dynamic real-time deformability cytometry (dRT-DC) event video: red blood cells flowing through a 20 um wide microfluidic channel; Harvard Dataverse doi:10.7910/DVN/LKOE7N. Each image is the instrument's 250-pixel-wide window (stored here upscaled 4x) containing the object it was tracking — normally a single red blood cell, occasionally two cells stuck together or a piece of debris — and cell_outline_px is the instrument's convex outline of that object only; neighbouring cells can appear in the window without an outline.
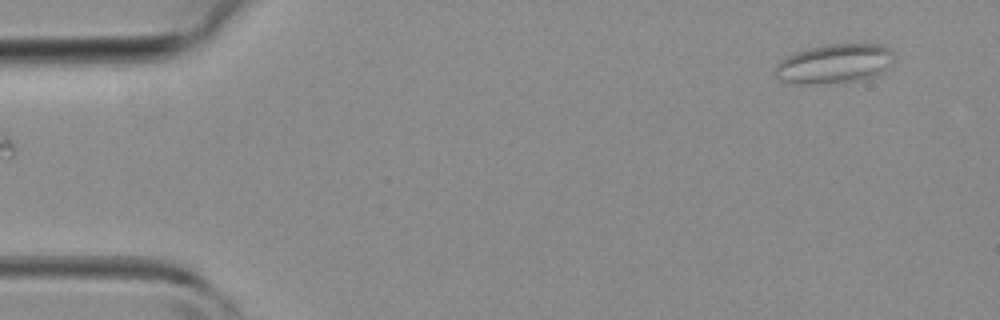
{"species": "common noctule bat (a hibernating species)", "species_latin": "Nyctalus noctula", "temperature_condition": "room temperature", "stored_images_in_passage": 39, "camera_frame_rate_fps": 3000, "um_per_image_px": 0.085, "animal": {"sex": "female", "body_mass_g": 19.3, "forearm_length_mm": 54.1}, "frame": {"image": 1, "passage_image": 1, "time_ms": 0.0, "image_size_px": [1000, 320], "cell_outline_px": [[896, 60], [884, 72], [876, 76], [864, 80], [828, 84], [800, 84], [780, 80], [772, 72], [776, 64], [780, 60], [796, 52], [828, 44], [884, 44], [896, 56]], "centroid_in_image_um": [70.98, 5.43], "position_along_channel_um": 14.0, "area_um2": 27.86}}
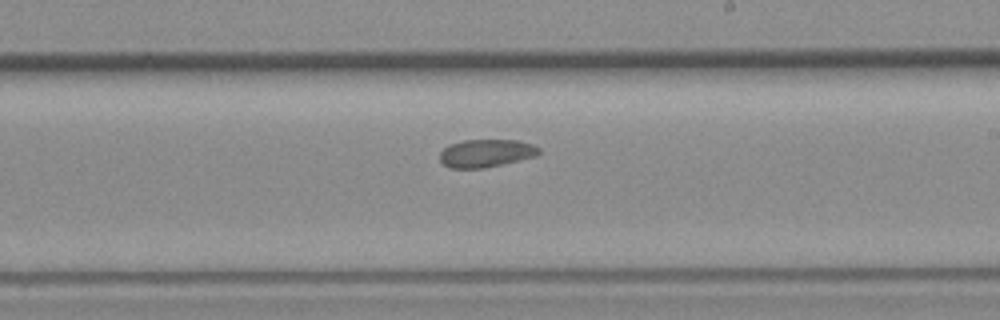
{"frame": {"image": 2, "passage_image": 22, "time_ms": 7.0, "image_size_px": [1000, 320], "cell_outline_px": [[540, 152], [536, 156], [484, 168], [452, 168], [444, 164], [440, 160], [440, 152], [448, 144], [464, 140], [516, 140], [532, 144], [540, 148]], "centroid_in_image_um": [41.3, 13.01], "position_along_channel_um": 247.7, "area_um2": 16.01}}
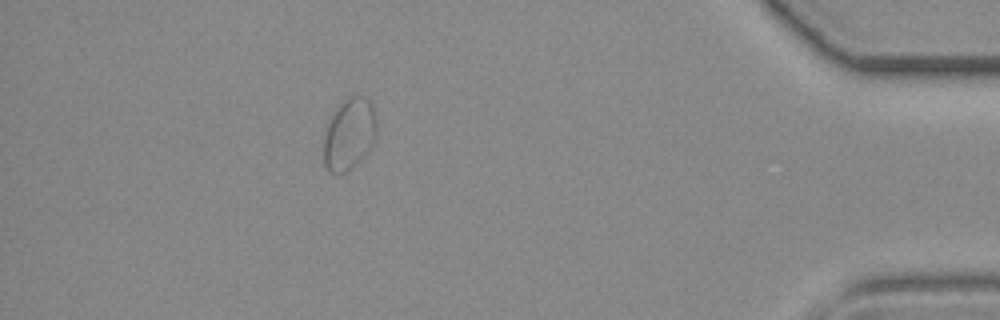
{"frame": {"image": 3, "passage_image": 35, "time_ms": 11.333, "image_size_px": [1000, 320], "cell_outline_px": [[376, 136], [372, 144], [364, 156], [344, 172], [328, 172], [324, 168], [324, 136], [328, 124], [340, 100], [348, 96], [360, 96], [368, 100], [372, 104], [376, 116]], "centroid_in_image_um": [29.68, 11.36], "position_along_channel_um": 405.5, "area_um2": 21.96}}